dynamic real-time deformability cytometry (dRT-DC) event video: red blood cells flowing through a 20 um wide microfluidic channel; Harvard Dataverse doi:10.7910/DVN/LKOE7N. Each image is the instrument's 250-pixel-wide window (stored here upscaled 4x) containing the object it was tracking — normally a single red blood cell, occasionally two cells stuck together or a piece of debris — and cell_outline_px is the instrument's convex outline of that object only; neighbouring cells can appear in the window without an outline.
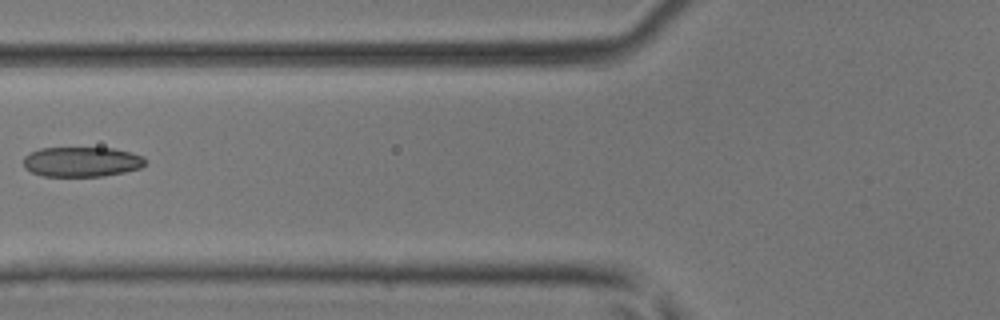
{"species": "common noctule bat (a hibernating species)", "species_latin": "Nyctalus noctula", "temperature_condition": "room temperature", "stored_images_in_passage": 5, "camera_frame_rate_fps": 3000, "um_per_image_px": 0.085, "animal": {"sex": "male", "body_mass_g": 17.9, "forearm_length_mm": 54.2}, "frame": {"image": 1, "passage_image": 5, "time_ms": 4.667, "image_size_px": [1000, 320], "cell_outline_px": [[144, 164], [140, 168], [124, 172], [104, 176], [44, 176], [32, 172], [24, 168], [24, 156], [40, 148], [112, 148], [144, 156]], "centroid_in_image_um": [6.93, 13.75], "position_along_channel_um": 118.9, "area_um2": 21.1}}